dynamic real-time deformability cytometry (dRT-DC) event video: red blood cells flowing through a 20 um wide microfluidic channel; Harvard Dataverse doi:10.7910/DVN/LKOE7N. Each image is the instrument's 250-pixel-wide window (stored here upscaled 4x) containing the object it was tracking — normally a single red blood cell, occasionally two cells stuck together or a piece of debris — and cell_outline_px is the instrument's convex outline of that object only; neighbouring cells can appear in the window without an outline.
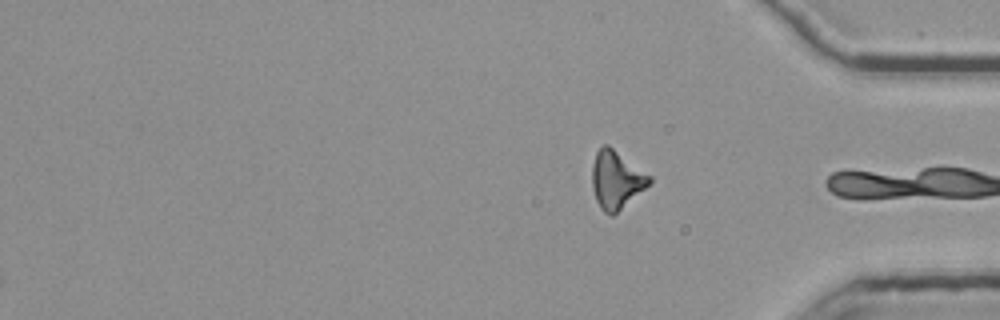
{"species": "common noctule bat (a hibernating species)", "species_latin": "Nyctalus noctula", "temperature_condition": "room temperature", "stored_images_in_passage": 55, "segment_of_instrument_passage": [3, 3], "camera_frame_rate_fps": 3000, "um_per_image_px": 0.085, "animal": {"sex": "female", "body_mass_g": 25.1}, "frame": {"image": 1, "passage_image": 55, "time_ms": 18.0, "image_size_px": [1000, 320], "cell_outline_px": [[652, 184], [612, 216], [608, 216], [600, 208], [596, 200], [592, 188], [592, 164], [596, 152], [604, 144], [608, 144], [652, 176]], "centroid_in_image_um": [52.41, 15.29], "position_along_channel_um": 382.8, "area_um2": 19.65}}